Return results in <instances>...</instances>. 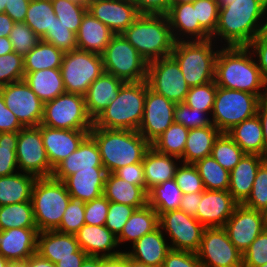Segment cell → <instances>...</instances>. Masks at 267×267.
Instances as JSON below:
<instances>
[{
  "instance_id": "cell-1",
  "label": "cell",
  "mask_w": 267,
  "mask_h": 267,
  "mask_svg": "<svg viewBox=\"0 0 267 267\" xmlns=\"http://www.w3.org/2000/svg\"><path fill=\"white\" fill-rule=\"evenodd\" d=\"M215 82L218 87L249 92L260 98L267 96V80L247 46L220 48L215 61ZM261 88L265 91L261 92Z\"/></svg>"
},
{
  "instance_id": "cell-2",
  "label": "cell",
  "mask_w": 267,
  "mask_h": 267,
  "mask_svg": "<svg viewBox=\"0 0 267 267\" xmlns=\"http://www.w3.org/2000/svg\"><path fill=\"white\" fill-rule=\"evenodd\" d=\"M266 11L267 0H232L219 8L218 24L211 39L221 36L227 47L248 46L266 29V21L259 22Z\"/></svg>"
},
{
  "instance_id": "cell-3",
  "label": "cell",
  "mask_w": 267,
  "mask_h": 267,
  "mask_svg": "<svg viewBox=\"0 0 267 267\" xmlns=\"http://www.w3.org/2000/svg\"><path fill=\"white\" fill-rule=\"evenodd\" d=\"M89 135L98 145L102 165L107 173L142 163L151 144L138 132L126 129H104L93 124Z\"/></svg>"
},
{
  "instance_id": "cell-4",
  "label": "cell",
  "mask_w": 267,
  "mask_h": 267,
  "mask_svg": "<svg viewBox=\"0 0 267 267\" xmlns=\"http://www.w3.org/2000/svg\"><path fill=\"white\" fill-rule=\"evenodd\" d=\"M122 34L148 63L171 56L175 44L165 14H140Z\"/></svg>"
},
{
  "instance_id": "cell-5",
  "label": "cell",
  "mask_w": 267,
  "mask_h": 267,
  "mask_svg": "<svg viewBox=\"0 0 267 267\" xmlns=\"http://www.w3.org/2000/svg\"><path fill=\"white\" fill-rule=\"evenodd\" d=\"M146 80L124 82L118 96L93 121L96 127L104 129H126L138 131L143 117Z\"/></svg>"
},
{
  "instance_id": "cell-6",
  "label": "cell",
  "mask_w": 267,
  "mask_h": 267,
  "mask_svg": "<svg viewBox=\"0 0 267 267\" xmlns=\"http://www.w3.org/2000/svg\"><path fill=\"white\" fill-rule=\"evenodd\" d=\"M212 42V39L175 42L171 56L179 64L189 87L215 80V61L219 50L213 49Z\"/></svg>"
},
{
  "instance_id": "cell-7",
  "label": "cell",
  "mask_w": 267,
  "mask_h": 267,
  "mask_svg": "<svg viewBox=\"0 0 267 267\" xmlns=\"http://www.w3.org/2000/svg\"><path fill=\"white\" fill-rule=\"evenodd\" d=\"M70 201V194L62 181L53 177L37 178L31 203L38 232L56 230Z\"/></svg>"
},
{
  "instance_id": "cell-8",
  "label": "cell",
  "mask_w": 267,
  "mask_h": 267,
  "mask_svg": "<svg viewBox=\"0 0 267 267\" xmlns=\"http://www.w3.org/2000/svg\"><path fill=\"white\" fill-rule=\"evenodd\" d=\"M261 98L255 94L217 86L212 110V124L227 133L235 125L257 114Z\"/></svg>"
},
{
  "instance_id": "cell-9",
  "label": "cell",
  "mask_w": 267,
  "mask_h": 267,
  "mask_svg": "<svg viewBox=\"0 0 267 267\" xmlns=\"http://www.w3.org/2000/svg\"><path fill=\"white\" fill-rule=\"evenodd\" d=\"M101 56L104 72L124 82L147 80L148 62L123 34H114Z\"/></svg>"
},
{
  "instance_id": "cell-10",
  "label": "cell",
  "mask_w": 267,
  "mask_h": 267,
  "mask_svg": "<svg viewBox=\"0 0 267 267\" xmlns=\"http://www.w3.org/2000/svg\"><path fill=\"white\" fill-rule=\"evenodd\" d=\"M41 124L58 129L91 130L93 119L87 113L83 95L65 92L44 103Z\"/></svg>"
},
{
  "instance_id": "cell-11",
  "label": "cell",
  "mask_w": 267,
  "mask_h": 267,
  "mask_svg": "<svg viewBox=\"0 0 267 267\" xmlns=\"http://www.w3.org/2000/svg\"><path fill=\"white\" fill-rule=\"evenodd\" d=\"M60 70L65 91L84 96L91 83L104 72L102 56L76 49L64 53Z\"/></svg>"
},
{
  "instance_id": "cell-12",
  "label": "cell",
  "mask_w": 267,
  "mask_h": 267,
  "mask_svg": "<svg viewBox=\"0 0 267 267\" xmlns=\"http://www.w3.org/2000/svg\"><path fill=\"white\" fill-rule=\"evenodd\" d=\"M146 81L151 90L176 104L185 101L190 89L172 56L149 62Z\"/></svg>"
},
{
  "instance_id": "cell-13",
  "label": "cell",
  "mask_w": 267,
  "mask_h": 267,
  "mask_svg": "<svg viewBox=\"0 0 267 267\" xmlns=\"http://www.w3.org/2000/svg\"><path fill=\"white\" fill-rule=\"evenodd\" d=\"M196 254L203 267H242V253L223 227H205Z\"/></svg>"
},
{
  "instance_id": "cell-14",
  "label": "cell",
  "mask_w": 267,
  "mask_h": 267,
  "mask_svg": "<svg viewBox=\"0 0 267 267\" xmlns=\"http://www.w3.org/2000/svg\"><path fill=\"white\" fill-rule=\"evenodd\" d=\"M18 169L36 178L52 177V166L38 127H24L18 132L16 146Z\"/></svg>"
},
{
  "instance_id": "cell-15",
  "label": "cell",
  "mask_w": 267,
  "mask_h": 267,
  "mask_svg": "<svg viewBox=\"0 0 267 267\" xmlns=\"http://www.w3.org/2000/svg\"><path fill=\"white\" fill-rule=\"evenodd\" d=\"M159 227L171 240V249L196 253L205 227L194 217L180 209L162 213Z\"/></svg>"
},
{
  "instance_id": "cell-16",
  "label": "cell",
  "mask_w": 267,
  "mask_h": 267,
  "mask_svg": "<svg viewBox=\"0 0 267 267\" xmlns=\"http://www.w3.org/2000/svg\"><path fill=\"white\" fill-rule=\"evenodd\" d=\"M6 106L24 127H37L43 118L44 103L24 81L0 87Z\"/></svg>"
},
{
  "instance_id": "cell-17",
  "label": "cell",
  "mask_w": 267,
  "mask_h": 267,
  "mask_svg": "<svg viewBox=\"0 0 267 267\" xmlns=\"http://www.w3.org/2000/svg\"><path fill=\"white\" fill-rule=\"evenodd\" d=\"M176 103L146 90L143 117L138 132L152 144L173 122Z\"/></svg>"
},
{
  "instance_id": "cell-18",
  "label": "cell",
  "mask_w": 267,
  "mask_h": 267,
  "mask_svg": "<svg viewBox=\"0 0 267 267\" xmlns=\"http://www.w3.org/2000/svg\"><path fill=\"white\" fill-rule=\"evenodd\" d=\"M223 228L230 241L242 254L265 230L261 211L248 208L243 204L236 206Z\"/></svg>"
},
{
  "instance_id": "cell-19",
  "label": "cell",
  "mask_w": 267,
  "mask_h": 267,
  "mask_svg": "<svg viewBox=\"0 0 267 267\" xmlns=\"http://www.w3.org/2000/svg\"><path fill=\"white\" fill-rule=\"evenodd\" d=\"M42 134L43 145L52 174L54 169L72 152L76 151L90 130H67L52 128L42 124L37 126Z\"/></svg>"
},
{
  "instance_id": "cell-20",
  "label": "cell",
  "mask_w": 267,
  "mask_h": 267,
  "mask_svg": "<svg viewBox=\"0 0 267 267\" xmlns=\"http://www.w3.org/2000/svg\"><path fill=\"white\" fill-rule=\"evenodd\" d=\"M238 203L228 190H204L195 218L204 227H223Z\"/></svg>"
},
{
  "instance_id": "cell-21",
  "label": "cell",
  "mask_w": 267,
  "mask_h": 267,
  "mask_svg": "<svg viewBox=\"0 0 267 267\" xmlns=\"http://www.w3.org/2000/svg\"><path fill=\"white\" fill-rule=\"evenodd\" d=\"M87 11L114 34H122L140 15L130 0H101L89 5Z\"/></svg>"
},
{
  "instance_id": "cell-22",
  "label": "cell",
  "mask_w": 267,
  "mask_h": 267,
  "mask_svg": "<svg viewBox=\"0 0 267 267\" xmlns=\"http://www.w3.org/2000/svg\"><path fill=\"white\" fill-rule=\"evenodd\" d=\"M37 228H11L0 231V254L11 264L23 263L37 253Z\"/></svg>"
},
{
  "instance_id": "cell-23",
  "label": "cell",
  "mask_w": 267,
  "mask_h": 267,
  "mask_svg": "<svg viewBox=\"0 0 267 267\" xmlns=\"http://www.w3.org/2000/svg\"><path fill=\"white\" fill-rule=\"evenodd\" d=\"M75 237L80 249L88 256L107 258L115 257L123 253V251L114 250V248L118 246L117 236L105 225L96 226L84 224L75 234Z\"/></svg>"
},
{
  "instance_id": "cell-24",
  "label": "cell",
  "mask_w": 267,
  "mask_h": 267,
  "mask_svg": "<svg viewBox=\"0 0 267 267\" xmlns=\"http://www.w3.org/2000/svg\"><path fill=\"white\" fill-rule=\"evenodd\" d=\"M107 171L104 167L78 170L62 182L70 196L89 202L103 195Z\"/></svg>"
},
{
  "instance_id": "cell-25",
  "label": "cell",
  "mask_w": 267,
  "mask_h": 267,
  "mask_svg": "<svg viewBox=\"0 0 267 267\" xmlns=\"http://www.w3.org/2000/svg\"><path fill=\"white\" fill-rule=\"evenodd\" d=\"M166 15L175 42L184 41V38L180 37L181 34H183L182 37L185 35L191 38L190 41L211 39V36L199 24L193 3L172 5Z\"/></svg>"
},
{
  "instance_id": "cell-26",
  "label": "cell",
  "mask_w": 267,
  "mask_h": 267,
  "mask_svg": "<svg viewBox=\"0 0 267 267\" xmlns=\"http://www.w3.org/2000/svg\"><path fill=\"white\" fill-rule=\"evenodd\" d=\"M92 167H104L102 165L100 151L95 140L88 135L78 149L65 158L53 171L55 180L63 181L66 177L78 170L92 169Z\"/></svg>"
},
{
  "instance_id": "cell-27",
  "label": "cell",
  "mask_w": 267,
  "mask_h": 267,
  "mask_svg": "<svg viewBox=\"0 0 267 267\" xmlns=\"http://www.w3.org/2000/svg\"><path fill=\"white\" fill-rule=\"evenodd\" d=\"M266 159L257 154H245L230 171L228 191L238 204H243L249 197L257 170Z\"/></svg>"
},
{
  "instance_id": "cell-28",
  "label": "cell",
  "mask_w": 267,
  "mask_h": 267,
  "mask_svg": "<svg viewBox=\"0 0 267 267\" xmlns=\"http://www.w3.org/2000/svg\"><path fill=\"white\" fill-rule=\"evenodd\" d=\"M123 83V80L107 72L91 83L84 98L87 113L93 121L118 96Z\"/></svg>"
},
{
  "instance_id": "cell-29",
  "label": "cell",
  "mask_w": 267,
  "mask_h": 267,
  "mask_svg": "<svg viewBox=\"0 0 267 267\" xmlns=\"http://www.w3.org/2000/svg\"><path fill=\"white\" fill-rule=\"evenodd\" d=\"M160 227L153 232L145 234L133 245L132 251L125 253L132 259L150 267H162L164 259L171 250Z\"/></svg>"
},
{
  "instance_id": "cell-30",
  "label": "cell",
  "mask_w": 267,
  "mask_h": 267,
  "mask_svg": "<svg viewBox=\"0 0 267 267\" xmlns=\"http://www.w3.org/2000/svg\"><path fill=\"white\" fill-rule=\"evenodd\" d=\"M79 250L75 234L61 233L56 230L38 232L37 253L54 264L63 258L74 257V253Z\"/></svg>"
},
{
  "instance_id": "cell-31",
  "label": "cell",
  "mask_w": 267,
  "mask_h": 267,
  "mask_svg": "<svg viewBox=\"0 0 267 267\" xmlns=\"http://www.w3.org/2000/svg\"><path fill=\"white\" fill-rule=\"evenodd\" d=\"M114 33L88 11L83 16L76 33L77 48L82 51L102 54Z\"/></svg>"
},
{
  "instance_id": "cell-32",
  "label": "cell",
  "mask_w": 267,
  "mask_h": 267,
  "mask_svg": "<svg viewBox=\"0 0 267 267\" xmlns=\"http://www.w3.org/2000/svg\"><path fill=\"white\" fill-rule=\"evenodd\" d=\"M103 195L109 202L136 207L148 204V193L141 187L119 178L114 173H107Z\"/></svg>"
},
{
  "instance_id": "cell-33",
  "label": "cell",
  "mask_w": 267,
  "mask_h": 267,
  "mask_svg": "<svg viewBox=\"0 0 267 267\" xmlns=\"http://www.w3.org/2000/svg\"><path fill=\"white\" fill-rule=\"evenodd\" d=\"M227 134L246 154L267 158L262 123L257 114L235 125Z\"/></svg>"
},
{
  "instance_id": "cell-34",
  "label": "cell",
  "mask_w": 267,
  "mask_h": 267,
  "mask_svg": "<svg viewBox=\"0 0 267 267\" xmlns=\"http://www.w3.org/2000/svg\"><path fill=\"white\" fill-rule=\"evenodd\" d=\"M179 158L156 151L150 147L144 155L142 165L146 182V192L156 185L171 180L175 176Z\"/></svg>"
},
{
  "instance_id": "cell-35",
  "label": "cell",
  "mask_w": 267,
  "mask_h": 267,
  "mask_svg": "<svg viewBox=\"0 0 267 267\" xmlns=\"http://www.w3.org/2000/svg\"><path fill=\"white\" fill-rule=\"evenodd\" d=\"M24 81L43 103L66 92L60 68L27 73L24 76Z\"/></svg>"
},
{
  "instance_id": "cell-36",
  "label": "cell",
  "mask_w": 267,
  "mask_h": 267,
  "mask_svg": "<svg viewBox=\"0 0 267 267\" xmlns=\"http://www.w3.org/2000/svg\"><path fill=\"white\" fill-rule=\"evenodd\" d=\"M159 227L158 213L147 204L145 207L136 209L124 225L121 233L117 236L118 245L127 241L134 244L145 234L153 232Z\"/></svg>"
},
{
  "instance_id": "cell-37",
  "label": "cell",
  "mask_w": 267,
  "mask_h": 267,
  "mask_svg": "<svg viewBox=\"0 0 267 267\" xmlns=\"http://www.w3.org/2000/svg\"><path fill=\"white\" fill-rule=\"evenodd\" d=\"M37 178L27 173L0 176V206L31 201L32 188Z\"/></svg>"
},
{
  "instance_id": "cell-38",
  "label": "cell",
  "mask_w": 267,
  "mask_h": 267,
  "mask_svg": "<svg viewBox=\"0 0 267 267\" xmlns=\"http://www.w3.org/2000/svg\"><path fill=\"white\" fill-rule=\"evenodd\" d=\"M221 132L212 124L210 126L190 129L183 157V163L194 164L196 161L210 156L215 139Z\"/></svg>"
},
{
  "instance_id": "cell-39",
  "label": "cell",
  "mask_w": 267,
  "mask_h": 267,
  "mask_svg": "<svg viewBox=\"0 0 267 267\" xmlns=\"http://www.w3.org/2000/svg\"><path fill=\"white\" fill-rule=\"evenodd\" d=\"M64 53L54 45L40 40L24 57V74L43 69L60 68Z\"/></svg>"
},
{
  "instance_id": "cell-40",
  "label": "cell",
  "mask_w": 267,
  "mask_h": 267,
  "mask_svg": "<svg viewBox=\"0 0 267 267\" xmlns=\"http://www.w3.org/2000/svg\"><path fill=\"white\" fill-rule=\"evenodd\" d=\"M182 196V191L173 178L148 191V204L160 216L162 213L179 209Z\"/></svg>"
},
{
  "instance_id": "cell-41",
  "label": "cell",
  "mask_w": 267,
  "mask_h": 267,
  "mask_svg": "<svg viewBox=\"0 0 267 267\" xmlns=\"http://www.w3.org/2000/svg\"><path fill=\"white\" fill-rule=\"evenodd\" d=\"M37 228L31 201L0 206V231Z\"/></svg>"
},
{
  "instance_id": "cell-42",
  "label": "cell",
  "mask_w": 267,
  "mask_h": 267,
  "mask_svg": "<svg viewBox=\"0 0 267 267\" xmlns=\"http://www.w3.org/2000/svg\"><path fill=\"white\" fill-rule=\"evenodd\" d=\"M189 129L173 122L152 144L156 151L181 159Z\"/></svg>"
},
{
  "instance_id": "cell-43",
  "label": "cell",
  "mask_w": 267,
  "mask_h": 267,
  "mask_svg": "<svg viewBox=\"0 0 267 267\" xmlns=\"http://www.w3.org/2000/svg\"><path fill=\"white\" fill-rule=\"evenodd\" d=\"M55 18L51 0H30L24 23L41 39L51 29Z\"/></svg>"
},
{
  "instance_id": "cell-44",
  "label": "cell",
  "mask_w": 267,
  "mask_h": 267,
  "mask_svg": "<svg viewBox=\"0 0 267 267\" xmlns=\"http://www.w3.org/2000/svg\"><path fill=\"white\" fill-rule=\"evenodd\" d=\"M206 190H228L230 172L223 168L211 155L194 163Z\"/></svg>"
},
{
  "instance_id": "cell-45",
  "label": "cell",
  "mask_w": 267,
  "mask_h": 267,
  "mask_svg": "<svg viewBox=\"0 0 267 267\" xmlns=\"http://www.w3.org/2000/svg\"><path fill=\"white\" fill-rule=\"evenodd\" d=\"M245 154L227 133H220L214 141L210 155L230 172Z\"/></svg>"
},
{
  "instance_id": "cell-46",
  "label": "cell",
  "mask_w": 267,
  "mask_h": 267,
  "mask_svg": "<svg viewBox=\"0 0 267 267\" xmlns=\"http://www.w3.org/2000/svg\"><path fill=\"white\" fill-rule=\"evenodd\" d=\"M56 17L68 29L78 32L87 7L74 0H51Z\"/></svg>"
},
{
  "instance_id": "cell-47",
  "label": "cell",
  "mask_w": 267,
  "mask_h": 267,
  "mask_svg": "<svg viewBox=\"0 0 267 267\" xmlns=\"http://www.w3.org/2000/svg\"><path fill=\"white\" fill-rule=\"evenodd\" d=\"M17 140L18 132L0 133V176L14 174L15 169H18L16 159Z\"/></svg>"
},
{
  "instance_id": "cell-48",
  "label": "cell",
  "mask_w": 267,
  "mask_h": 267,
  "mask_svg": "<svg viewBox=\"0 0 267 267\" xmlns=\"http://www.w3.org/2000/svg\"><path fill=\"white\" fill-rule=\"evenodd\" d=\"M40 40L54 45L63 53L78 49L76 33L68 29L57 17L51 29Z\"/></svg>"
},
{
  "instance_id": "cell-49",
  "label": "cell",
  "mask_w": 267,
  "mask_h": 267,
  "mask_svg": "<svg viewBox=\"0 0 267 267\" xmlns=\"http://www.w3.org/2000/svg\"><path fill=\"white\" fill-rule=\"evenodd\" d=\"M216 91L215 80L204 85L190 87L184 103L191 108L211 114Z\"/></svg>"
},
{
  "instance_id": "cell-50",
  "label": "cell",
  "mask_w": 267,
  "mask_h": 267,
  "mask_svg": "<svg viewBox=\"0 0 267 267\" xmlns=\"http://www.w3.org/2000/svg\"><path fill=\"white\" fill-rule=\"evenodd\" d=\"M84 215L85 202L79 198L70 196V201L56 231L61 233L76 234L85 224Z\"/></svg>"
},
{
  "instance_id": "cell-51",
  "label": "cell",
  "mask_w": 267,
  "mask_h": 267,
  "mask_svg": "<svg viewBox=\"0 0 267 267\" xmlns=\"http://www.w3.org/2000/svg\"><path fill=\"white\" fill-rule=\"evenodd\" d=\"M9 40L12 43L13 52L24 57L37 45L40 38L27 24L18 22L14 23Z\"/></svg>"
},
{
  "instance_id": "cell-52",
  "label": "cell",
  "mask_w": 267,
  "mask_h": 267,
  "mask_svg": "<svg viewBox=\"0 0 267 267\" xmlns=\"http://www.w3.org/2000/svg\"><path fill=\"white\" fill-rule=\"evenodd\" d=\"M23 56L16 52L0 56V87L24 80Z\"/></svg>"
},
{
  "instance_id": "cell-53",
  "label": "cell",
  "mask_w": 267,
  "mask_h": 267,
  "mask_svg": "<svg viewBox=\"0 0 267 267\" xmlns=\"http://www.w3.org/2000/svg\"><path fill=\"white\" fill-rule=\"evenodd\" d=\"M243 205L257 211L267 207V159L257 170L252 191Z\"/></svg>"
},
{
  "instance_id": "cell-54",
  "label": "cell",
  "mask_w": 267,
  "mask_h": 267,
  "mask_svg": "<svg viewBox=\"0 0 267 267\" xmlns=\"http://www.w3.org/2000/svg\"><path fill=\"white\" fill-rule=\"evenodd\" d=\"M207 114L182 102L176 104L173 116L174 122L180 123L190 130L212 125L211 119L205 116Z\"/></svg>"
},
{
  "instance_id": "cell-55",
  "label": "cell",
  "mask_w": 267,
  "mask_h": 267,
  "mask_svg": "<svg viewBox=\"0 0 267 267\" xmlns=\"http://www.w3.org/2000/svg\"><path fill=\"white\" fill-rule=\"evenodd\" d=\"M174 180L182 194L203 192L205 190L197 168L191 163H183L181 167L178 166Z\"/></svg>"
},
{
  "instance_id": "cell-56",
  "label": "cell",
  "mask_w": 267,
  "mask_h": 267,
  "mask_svg": "<svg viewBox=\"0 0 267 267\" xmlns=\"http://www.w3.org/2000/svg\"><path fill=\"white\" fill-rule=\"evenodd\" d=\"M196 8L197 19L200 26L212 36L218 24L219 6L216 0H196L193 2Z\"/></svg>"
},
{
  "instance_id": "cell-57",
  "label": "cell",
  "mask_w": 267,
  "mask_h": 267,
  "mask_svg": "<svg viewBox=\"0 0 267 267\" xmlns=\"http://www.w3.org/2000/svg\"><path fill=\"white\" fill-rule=\"evenodd\" d=\"M267 263V231L261 232L242 254V267H259Z\"/></svg>"
},
{
  "instance_id": "cell-58",
  "label": "cell",
  "mask_w": 267,
  "mask_h": 267,
  "mask_svg": "<svg viewBox=\"0 0 267 267\" xmlns=\"http://www.w3.org/2000/svg\"><path fill=\"white\" fill-rule=\"evenodd\" d=\"M136 209V207H132L129 205L109 202V209L105 226L115 236H118L121 233L128 219Z\"/></svg>"
},
{
  "instance_id": "cell-59",
  "label": "cell",
  "mask_w": 267,
  "mask_h": 267,
  "mask_svg": "<svg viewBox=\"0 0 267 267\" xmlns=\"http://www.w3.org/2000/svg\"><path fill=\"white\" fill-rule=\"evenodd\" d=\"M109 201L104 195L85 203L84 220L86 225H105Z\"/></svg>"
},
{
  "instance_id": "cell-60",
  "label": "cell",
  "mask_w": 267,
  "mask_h": 267,
  "mask_svg": "<svg viewBox=\"0 0 267 267\" xmlns=\"http://www.w3.org/2000/svg\"><path fill=\"white\" fill-rule=\"evenodd\" d=\"M162 267H203V265L196 253L171 249Z\"/></svg>"
},
{
  "instance_id": "cell-61",
  "label": "cell",
  "mask_w": 267,
  "mask_h": 267,
  "mask_svg": "<svg viewBox=\"0 0 267 267\" xmlns=\"http://www.w3.org/2000/svg\"><path fill=\"white\" fill-rule=\"evenodd\" d=\"M252 54L258 58L257 66L262 76L267 80V29L262 30L256 38L247 46Z\"/></svg>"
},
{
  "instance_id": "cell-62",
  "label": "cell",
  "mask_w": 267,
  "mask_h": 267,
  "mask_svg": "<svg viewBox=\"0 0 267 267\" xmlns=\"http://www.w3.org/2000/svg\"><path fill=\"white\" fill-rule=\"evenodd\" d=\"M114 174L130 184L141 186L146 191V182L142 163L130 164L121 167L117 169Z\"/></svg>"
},
{
  "instance_id": "cell-63",
  "label": "cell",
  "mask_w": 267,
  "mask_h": 267,
  "mask_svg": "<svg viewBox=\"0 0 267 267\" xmlns=\"http://www.w3.org/2000/svg\"><path fill=\"white\" fill-rule=\"evenodd\" d=\"M24 126L19 122L15 114L6 106L0 92V133L19 132Z\"/></svg>"
},
{
  "instance_id": "cell-64",
  "label": "cell",
  "mask_w": 267,
  "mask_h": 267,
  "mask_svg": "<svg viewBox=\"0 0 267 267\" xmlns=\"http://www.w3.org/2000/svg\"><path fill=\"white\" fill-rule=\"evenodd\" d=\"M140 14H167L170 9L169 0H130Z\"/></svg>"
},
{
  "instance_id": "cell-65",
  "label": "cell",
  "mask_w": 267,
  "mask_h": 267,
  "mask_svg": "<svg viewBox=\"0 0 267 267\" xmlns=\"http://www.w3.org/2000/svg\"><path fill=\"white\" fill-rule=\"evenodd\" d=\"M30 0H7L4 13L15 23L24 22Z\"/></svg>"
},
{
  "instance_id": "cell-66",
  "label": "cell",
  "mask_w": 267,
  "mask_h": 267,
  "mask_svg": "<svg viewBox=\"0 0 267 267\" xmlns=\"http://www.w3.org/2000/svg\"><path fill=\"white\" fill-rule=\"evenodd\" d=\"M201 195L202 192L183 194L179 209L184 213L195 217L199 207L198 204L201 201Z\"/></svg>"
},
{
  "instance_id": "cell-67",
  "label": "cell",
  "mask_w": 267,
  "mask_h": 267,
  "mask_svg": "<svg viewBox=\"0 0 267 267\" xmlns=\"http://www.w3.org/2000/svg\"><path fill=\"white\" fill-rule=\"evenodd\" d=\"M87 256L88 255L82 249H80L78 252L74 253V257L61 259L56 263V267H81Z\"/></svg>"
},
{
  "instance_id": "cell-68",
  "label": "cell",
  "mask_w": 267,
  "mask_h": 267,
  "mask_svg": "<svg viewBox=\"0 0 267 267\" xmlns=\"http://www.w3.org/2000/svg\"><path fill=\"white\" fill-rule=\"evenodd\" d=\"M257 115L262 123L264 144L265 149L267 150V96L261 98L257 110Z\"/></svg>"
},
{
  "instance_id": "cell-69",
  "label": "cell",
  "mask_w": 267,
  "mask_h": 267,
  "mask_svg": "<svg viewBox=\"0 0 267 267\" xmlns=\"http://www.w3.org/2000/svg\"><path fill=\"white\" fill-rule=\"evenodd\" d=\"M23 264L26 267H56V264L42 258L38 253L33 254Z\"/></svg>"
},
{
  "instance_id": "cell-70",
  "label": "cell",
  "mask_w": 267,
  "mask_h": 267,
  "mask_svg": "<svg viewBox=\"0 0 267 267\" xmlns=\"http://www.w3.org/2000/svg\"><path fill=\"white\" fill-rule=\"evenodd\" d=\"M14 23L6 13H0V37H9Z\"/></svg>"
},
{
  "instance_id": "cell-71",
  "label": "cell",
  "mask_w": 267,
  "mask_h": 267,
  "mask_svg": "<svg viewBox=\"0 0 267 267\" xmlns=\"http://www.w3.org/2000/svg\"><path fill=\"white\" fill-rule=\"evenodd\" d=\"M100 267H125V252L115 257H102Z\"/></svg>"
},
{
  "instance_id": "cell-72",
  "label": "cell",
  "mask_w": 267,
  "mask_h": 267,
  "mask_svg": "<svg viewBox=\"0 0 267 267\" xmlns=\"http://www.w3.org/2000/svg\"><path fill=\"white\" fill-rule=\"evenodd\" d=\"M12 43L9 37H0V56L6 55L7 53H12Z\"/></svg>"
},
{
  "instance_id": "cell-73",
  "label": "cell",
  "mask_w": 267,
  "mask_h": 267,
  "mask_svg": "<svg viewBox=\"0 0 267 267\" xmlns=\"http://www.w3.org/2000/svg\"><path fill=\"white\" fill-rule=\"evenodd\" d=\"M102 263V257L87 256L83 261L81 267H100Z\"/></svg>"
},
{
  "instance_id": "cell-74",
  "label": "cell",
  "mask_w": 267,
  "mask_h": 267,
  "mask_svg": "<svg viewBox=\"0 0 267 267\" xmlns=\"http://www.w3.org/2000/svg\"><path fill=\"white\" fill-rule=\"evenodd\" d=\"M125 267H150V266H147L144 263H140L132 259L125 253Z\"/></svg>"
},
{
  "instance_id": "cell-75",
  "label": "cell",
  "mask_w": 267,
  "mask_h": 267,
  "mask_svg": "<svg viewBox=\"0 0 267 267\" xmlns=\"http://www.w3.org/2000/svg\"><path fill=\"white\" fill-rule=\"evenodd\" d=\"M196 0H169L170 7L172 5H177V4H183V3H193Z\"/></svg>"
},
{
  "instance_id": "cell-76",
  "label": "cell",
  "mask_w": 267,
  "mask_h": 267,
  "mask_svg": "<svg viewBox=\"0 0 267 267\" xmlns=\"http://www.w3.org/2000/svg\"><path fill=\"white\" fill-rule=\"evenodd\" d=\"M12 264L2 255L0 254V267H10Z\"/></svg>"
},
{
  "instance_id": "cell-77",
  "label": "cell",
  "mask_w": 267,
  "mask_h": 267,
  "mask_svg": "<svg viewBox=\"0 0 267 267\" xmlns=\"http://www.w3.org/2000/svg\"><path fill=\"white\" fill-rule=\"evenodd\" d=\"M264 229L267 231V207L261 211Z\"/></svg>"
},
{
  "instance_id": "cell-78",
  "label": "cell",
  "mask_w": 267,
  "mask_h": 267,
  "mask_svg": "<svg viewBox=\"0 0 267 267\" xmlns=\"http://www.w3.org/2000/svg\"><path fill=\"white\" fill-rule=\"evenodd\" d=\"M218 3L219 8L224 7L226 5L231 4L232 0H216Z\"/></svg>"
},
{
  "instance_id": "cell-79",
  "label": "cell",
  "mask_w": 267,
  "mask_h": 267,
  "mask_svg": "<svg viewBox=\"0 0 267 267\" xmlns=\"http://www.w3.org/2000/svg\"><path fill=\"white\" fill-rule=\"evenodd\" d=\"M98 1H101V0H81V3L88 7L89 5H91L92 3H95V2H98Z\"/></svg>"
},
{
  "instance_id": "cell-80",
  "label": "cell",
  "mask_w": 267,
  "mask_h": 267,
  "mask_svg": "<svg viewBox=\"0 0 267 267\" xmlns=\"http://www.w3.org/2000/svg\"><path fill=\"white\" fill-rule=\"evenodd\" d=\"M7 0H0V13H4Z\"/></svg>"
}]
</instances>
